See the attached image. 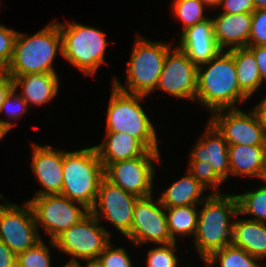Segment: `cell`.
Returning a JSON list of instances; mask_svg holds the SVG:
<instances>
[{"label":"cell","mask_w":266,"mask_h":267,"mask_svg":"<svg viewBox=\"0 0 266 267\" xmlns=\"http://www.w3.org/2000/svg\"><path fill=\"white\" fill-rule=\"evenodd\" d=\"M247 99L240 90L234 58L228 50H221L209 62L198 66L195 100L211 113L238 108L236 103H245Z\"/></svg>","instance_id":"1"},{"label":"cell","mask_w":266,"mask_h":267,"mask_svg":"<svg viewBox=\"0 0 266 267\" xmlns=\"http://www.w3.org/2000/svg\"><path fill=\"white\" fill-rule=\"evenodd\" d=\"M17 32L13 56L4 73L12 78L25 74L56 73L53 63L62 54V38L58 21L49 23L37 33Z\"/></svg>","instance_id":"2"},{"label":"cell","mask_w":266,"mask_h":267,"mask_svg":"<svg viewBox=\"0 0 266 267\" xmlns=\"http://www.w3.org/2000/svg\"><path fill=\"white\" fill-rule=\"evenodd\" d=\"M201 205L203 207L198 214L194 244L204 261L213 252L231 244L233 230L231 217L236 218L239 213L236 194L211 193L205 197Z\"/></svg>","instance_id":"3"},{"label":"cell","mask_w":266,"mask_h":267,"mask_svg":"<svg viewBox=\"0 0 266 267\" xmlns=\"http://www.w3.org/2000/svg\"><path fill=\"white\" fill-rule=\"evenodd\" d=\"M103 178L104 168L94 146L72 152L63 151L62 195L90 211Z\"/></svg>","instance_id":"4"},{"label":"cell","mask_w":266,"mask_h":267,"mask_svg":"<svg viewBox=\"0 0 266 267\" xmlns=\"http://www.w3.org/2000/svg\"><path fill=\"white\" fill-rule=\"evenodd\" d=\"M127 66L125 86L114 78L113 84L119 91L147 96L155 91L167 52L174 46L153 42L137 35Z\"/></svg>","instance_id":"5"},{"label":"cell","mask_w":266,"mask_h":267,"mask_svg":"<svg viewBox=\"0 0 266 267\" xmlns=\"http://www.w3.org/2000/svg\"><path fill=\"white\" fill-rule=\"evenodd\" d=\"M110 95L106 132L129 133L149 150L159 151L155 127L140 104L146 96L124 93L114 85Z\"/></svg>","instance_id":"6"},{"label":"cell","mask_w":266,"mask_h":267,"mask_svg":"<svg viewBox=\"0 0 266 267\" xmlns=\"http://www.w3.org/2000/svg\"><path fill=\"white\" fill-rule=\"evenodd\" d=\"M62 57L85 75H94L105 63L107 40L105 33L79 23H59Z\"/></svg>","instance_id":"7"},{"label":"cell","mask_w":266,"mask_h":267,"mask_svg":"<svg viewBox=\"0 0 266 267\" xmlns=\"http://www.w3.org/2000/svg\"><path fill=\"white\" fill-rule=\"evenodd\" d=\"M99 221L90 212L74 226L60 234L51 245L67 253L71 259L66 265H77L82 260L97 259L110 241V232L99 225Z\"/></svg>","instance_id":"8"},{"label":"cell","mask_w":266,"mask_h":267,"mask_svg":"<svg viewBox=\"0 0 266 267\" xmlns=\"http://www.w3.org/2000/svg\"><path fill=\"white\" fill-rule=\"evenodd\" d=\"M27 201L33 209L37 227H43L42 229L49 234L51 241H54L90 212L82 204L74 202L62 194L34 196Z\"/></svg>","instance_id":"9"},{"label":"cell","mask_w":266,"mask_h":267,"mask_svg":"<svg viewBox=\"0 0 266 267\" xmlns=\"http://www.w3.org/2000/svg\"><path fill=\"white\" fill-rule=\"evenodd\" d=\"M153 160L161 162L160 151L148 150L142 156L108 164L104 168V178L138 197L150 196L156 174Z\"/></svg>","instance_id":"10"},{"label":"cell","mask_w":266,"mask_h":267,"mask_svg":"<svg viewBox=\"0 0 266 267\" xmlns=\"http://www.w3.org/2000/svg\"><path fill=\"white\" fill-rule=\"evenodd\" d=\"M30 203L24 207L14 203L0 204V240L16 255L41 241Z\"/></svg>","instance_id":"11"},{"label":"cell","mask_w":266,"mask_h":267,"mask_svg":"<svg viewBox=\"0 0 266 267\" xmlns=\"http://www.w3.org/2000/svg\"><path fill=\"white\" fill-rule=\"evenodd\" d=\"M136 246L145 243L168 244L173 242L168 230L166 210L159 198L153 195L139 197L134 206L130 233L126 236Z\"/></svg>","instance_id":"12"},{"label":"cell","mask_w":266,"mask_h":267,"mask_svg":"<svg viewBox=\"0 0 266 267\" xmlns=\"http://www.w3.org/2000/svg\"><path fill=\"white\" fill-rule=\"evenodd\" d=\"M138 198L103 178L90 213L99 221L100 217L105 218V221H109L126 237L131 231L134 206Z\"/></svg>","instance_id":"13"},{"label":"cell","mask_w":266,"mask_h":267,"mask_svg":"<svg viewBox=\"0 0 266 267\" xmlns=\"http://www.w3.org/2000/svg\"><path fill=\"white\" fill-rule=\"evenodd\" d=\"M228 145H261L265 129L255 109H223L212 113L209 121Z\"/></svg>","instance_id":"14"},{"label":"cell","mask_w":266,"mask_h":267,"mask_svg":"<svg viewBox=\"0 0 266 267\" xmlns=\"http://www.w3.org/2000/svg\"><path fill=\"white\" fill-rule=\"evenodd\" d=\"M197 69L187 54L177 46L165 57L155 90H162L180 99L194 100L197 93Z\"/></svg>","instance_id":"15"},{"label":"cell","mask_w":266,"mask_h":267,"mask_svg":"<svg viewBox=\"0 0 266 267\" xmlns=\"http://www.w3.org/2000/svg\"><path fill=\"white\" fill-rule=\"evenodd\" d=\"M31 168L44 189L36 191L35 196L61 194L63 187V151L52 145H32Z\"/></svg>","instance_id":"16"},{"label":"cell","mask_w":266,"mask_h":267,"mask_svg":"<svg viewBox=\"0 0 266 267\" xmlns=\"http://www.w3.org/2000/svg\"><path fill=\"white\" fill-rule=\"evenodd\" d=\"M228 142L209 122L204 135L190 150L189 161L209 162L214 172L225 181L230 175Z\"/></svg>","instance_id":"17"},{"label":"cell","mask_w":266,"mask_h":267,"mask_svg":"<svg viewBox=\"0 0 266 267\" xmlns=\"http://www.w3.org/2000/svg\"><path fill=\"white\" fill-rule=\"evenodd\" d=\"M177 47L197 66L209 62L221 51L214 38L212 19L209 18L183 30Z\"/></svg>","instance_id":"18"},{"label":"cell","mask_w":266,"mask_h":267,"mask_svg":"<svg viewBox=\"0 0 266 267\" xmlns=\"http://www.w3.org/2000/svg\"><path fill=\"white\" fill-rule=\"evenodd\" d=\"M211 19L213 21L214 38L221 50L247 47L252 13H220L217 17Z\"/></svg>","instance_id":"19"},{"label":"cell","mask_w":266,"mask_h":267,"mask_svg":"<svg viewBox=\"0 0 266 267\" xmlns=\"http://www.w3.org/2000/svg\"><path fill=\"white\" fill-rule=\"evenodd\" d=\"M105 140L94 146L105 168L108 164L144 155L149 149L129 133L106 132Z\"/></svg>","instance_id":"20"},{"label":"cell","mask_w":266,"mask_h":267,"mask_svg":"<svg viewBox=\"0 0 266 267\" xmlns=\"http://www.w3.org/2000/svg\"><path fill=\"white\" fill-rule=\"evenodd\" d=\"M14 89L22 87L19 95L30 103L41 106L57 96L59 80L57 73L25 74L13 78Z\"/></svg>","instance_id":"21"},{"label":"cell","mask_w":266,"mask_h":267,"mask_svg":"<svg viewBox=\"0 0 266 267\" xmlns=\"http://www.w3.org/2000/svg\"><path fill=\"white\" fill-rule=\"evenodd\" d=\"M233 221L232 242L234 246L243 248L250 255L266 258V223L250 219Z\"/></svg>","instance_id":"22"},{"label":"cell","mask_w":266,"mask_h":267,"mask_svg":"<svg viewBox=\"0 0 266 267\" xmlns=\"http://www.w3.org/2000/svg\"><path fill=\"white\" fill-rule=\"evenodd\" d=\"M230 175L257 177L264 180L261 145H229Z\"/></svg>","instance_id":"23"},{"label":"cell","mask_w":266,"mask_h":267,"mask_svg":"<svg viewBox=\"0 0 266 267\" xmlns=\"http://www.w3.org/2000/svg\"><path fill=\"white\" fill-rule=\"evenodd\" d=\"M207 191L188 171L178 181L171 184L159 196L160 203L165 208L201 204L205 199L202 193ZM201 198V199H200Z\"/></svg>","instance_id":"24"},{"label":"cell","mask_w":266,"mask_h":267,"mask_svg":"<svg viewBox=\"0 0 266 267\" xmlns=\"http://www.w3.org/2000/svg\"><path fill=\"white\" fill-rule=\"evenodd\" d=\"M228 51L234 58L240 90L250 98L264 83L260 77L257 61L247 47L234 48Z\"/></svg>","instance_id":"25"},{"label":"cell","mask_w":266,"mask_h":267,"mask_svg":"<svg viewBox=\"0 0 266 267\" xmlns=\"http://www.w3.org/2000/svg\"><path fill=\"white\" fill-rule=\"evenodd\" d=\"M168 230L173 242L177 241L176 235L195 236L198 224L197 206H176L165 208Z\"/></svg>","instance_id":"26"},{"label":"cell","mask_w":266,"mask_h":267,"mask_svg":"<svg viewBox=\"0 0 266 267\" xmlns=\"http://www.w3.org/2000/svg\"><path fill=\"white\" fill-rule=\"evenodd\" d=\"M259 261L261 260L250 255L243 248L230 244L213 252L204 260V264L207 267H213L216 263H219L220 267H261Z\"/></svg>","instance_id":"27"},{"label":"cell","mask_w":266,"mask_h":267,"mask_svg":"<svg viewBox=\"0 0 266 267\" xmlns=\"http://www.w3.org/2000/svg\"><path fill=\"white\" fill-rule=\"evenodd\" d=\"M236 196L239 215H253L250 220L266 223V180L257 189Z\"/></svg>","instance_id":"28"},{"label":"cell","mask_w":266,"mask_h":267,"mask_svg":"<svg viewBox=\"0 0 266 267\" xmlns=\"http://www.w3.org/2000/svg\"><path fill=\"white\" fill-rule=\"evenodd\" d=\"M173 2V14L184 25L182 31L210 18L204 16V9L207 5L201 0H174Z\"/></svg>","instance_id":"29"},{"label":"cell","mask_w":266,"mask_h":267,"mask_svg":"<svg viewBox=\"0 0 266 267\" xmlns=\"http://www.w3.org/2000/svg\"><path fill=\"white\" fill-rule=\"evenodd\" d=\"M50 248L41 240L17 254L16 267H51Z\"/></svg>","instance_id":"30"},{"label":"cell","mask_w":266,"mask_h":267,"mask_svg":"<svg viewBox=\"0 0 266 267\" xmlns=\"http://www.w3.org/2000/svg\"><path fill=\"white\" fill-rule=\"evenodd\" d=\"M16 93L17 90L15 89L9 93L0 110V114L5 111L6 117L9 120L6 121L4 119H0V127L6 132L15 126V124L10 121V118L14 120L20 119V117L22 118V116L27 114L28 111V104L19 94Z\"/></svg>","instance_id":"31"},{"label":"cell","mask_w":266,"mask_h":267,"mask_svg":"<svg viewBox=\"0 0 266 267\" xmlns=\"http://www.w3.org/2000/svg\"><path fill=\"white\" fill-rule=\"evenodd\" d=\"M187 171L206 189L212 188L211 193H220V183L224 182L213 170L209 162L189 161Z\"/></svg>","instance_id":"32"},{"label":"cell","mask_w":266,"mask_h":267,"mask_svg":"<svg viewBox=\"0 0 266 267\" xmlns=\"http://www.w3.org/2000/svg\"><path fill=\"white\" fill-rule=\"evenodd\" d=\"M176 243L161 244L153 249H149L147 253L146 267H178V259L176 254Z\"/></svg>","instance_id":"33"},{"label":"cell","mask_w":266,"mask_h":267,"mask_svg":"<svg viewBox=\"0 0 266 267\" xmlns=\"http://www.w3.org/2000/svg\"><path fill=\"white\" fill-rule=\"evenodd\" d=\"M111 242L105 247L98 259L104 267H133L131 259L122 247L113 248Z\"/></svg>","instance_id":"34"},{"label":"cell","mask_w":266,"mask_h":267,"mask_svg":"<svg viewBox=\"0 0 266 267\" xmlns=\"http://www.w3.org/2000/svg\"><path fill=\"white\" fill-rule=\"evenodd\" d=\"M17 31L0 25V72H4L11 62Z\"/></svg>","instance_id":"35"},{"label":"cell","mask_w":266,"mask_h":267,"mask_svg":"<svg viewBox=\"0 0 266 267\" xmlns=\"http://www.w3.org/2000/svg\"><path fill=\"white\" fill-rule=\"evenodd\" d=\"M248 45H266V9H258L252 13Z\"/></svg>","instance_id":"36"},{"label":"cell","mask_w":266,"mask_h":267,"mask_svg":"<svg viewBox=\"0 0 266 267\" xmlns=\"http://www.w3.org/2000/svg\"><path fill=\"white\" fill-rule=\"evenodd\" d=\"M219 6L223 9L222 13L227 14L253 13L255 11L253 0H221Z\"/></svg>","instance_id":"37"},{"label":"cell","mask_w":266,"mask_h":267,"mask_svg":"<svg viewBox=\"0 0 266 267\" xmlns=\"http://www.w3.org/2000/svg\"><path fill=\"white\" fill-rule=\"evenodd\" d=\"M247 48L253 53L257 61L262 81H266V45H247Z\"/></svg>","instance_id":"38"},{"label":"cell","mask_w":266,"mask_h":267,"mask_svg":"<svg viewBox=\"0 0 266 267\" xmlns=\"http://www.w3.org/2000/svg\"><path fill=\"white\" fill-rule=\"evenodd\" d=\"M17 255L0 240V267H16Z\"/></svg>","instance_id":"39"},{"label":"cell","mask_w":266,"mask_h":267,"mask_svg":"<svg viewBox=\"0 0 266 267\" xmlns=\"http://www.w3.org/2000/svg\"><path fill=\"white\" fill-rule=\"evenodd\" d=\"M13 89V78L11 76L6 75L4 72H0V110L6 97Z\"/></svg>","instance_id":"40"},{"label":"cell","mask_w":266,"mask_h":267,"mask_svg":"<svg viewBox=\"0 0 266 267\" xmlns=\"http://www.w3.org/2000/svg\"><path fill=\"white\" fill-rule=\"evenodd\" d=\"M253 108L257 112V114L260 118L261 124L263 125V127L266 131V95L263 99H261V102L258 103Z\"/></svg>","instance_id":"41"},{"label":"cell","mask_w":266,"mask_h":267,"mask_svg":"<svg viewBox=\"0 0 266 267\" xmlns=\"http://www.w3.org/2000/svg\"><path fill=\"white\" fill-rule=\"evenodd\" d=\"M261 147H262V160H263V166H264V180H265V177H266V131L263 136Z\"/></svg>","instance_id":"42"},{"label":"cell","mask_w":266,"mask_h":267,"mask_svg":"<svg viewBox=\"0 0 266 267\" xmlns=\"http://www.w3.org/2000/svg\"><path fill=\"white\" fill-rule=\"evenodd\" d=\"M84 261L85 262L87 261V264L84 267H104L98 258L97 259H87ZM76 266L77 267H83L82 265H80V262Z\"/></svg>","instance_id":"43"},{"label":"cell","mask_w":266,"mask_h":267,"mask_svg":"<svg viewBox=\"0 0 266 267\" xmlns=\"http://www.w3.org/2000/svg\"><path fill=\"white\" fill-rule=\"evenodd\" d=\"M254 9H266V0H253Z\"/></svg>","instance_id":"44"},{"label":"cell","mask_w":266,"mask_h":267,"mask_svg":"<svg viewBox=\"0 0 266 267\" xmlns=\"http://www.w3.org/2000/svg\"><path fill=\"white\" fill-rule=\"evenodd\" d=\"M204 4L207 5V7H217L221 0H201Z\"/></svg>","instance_id":"45"},{"label":"cell","mask_w":266,"mask_h":267,"mask_svg":"<svg viewBox=\"0 0 266 267\" xmlns=\"http://www.w3.org/2000/svg\"><path fill=\"white\" fill-rule=\"evenodd\" d=\"M7 134V132L5 130H3L1 127H0V140L2 138H4V136Z\"/></svg>","instance_id":"46"},{"label":"cell","mask_w":266,"mask_h":267,"mask_svg":"<svg viewBox=\"0 0 266 267\" xmlns=\"http://www.w3.org/2000/svg\"><path fill=\"white\" fill-rule=\"evenodd\" d=\"M62 267H77L76 265H63Z\"/></svg>","instance_id":"47"}]
</instances>
